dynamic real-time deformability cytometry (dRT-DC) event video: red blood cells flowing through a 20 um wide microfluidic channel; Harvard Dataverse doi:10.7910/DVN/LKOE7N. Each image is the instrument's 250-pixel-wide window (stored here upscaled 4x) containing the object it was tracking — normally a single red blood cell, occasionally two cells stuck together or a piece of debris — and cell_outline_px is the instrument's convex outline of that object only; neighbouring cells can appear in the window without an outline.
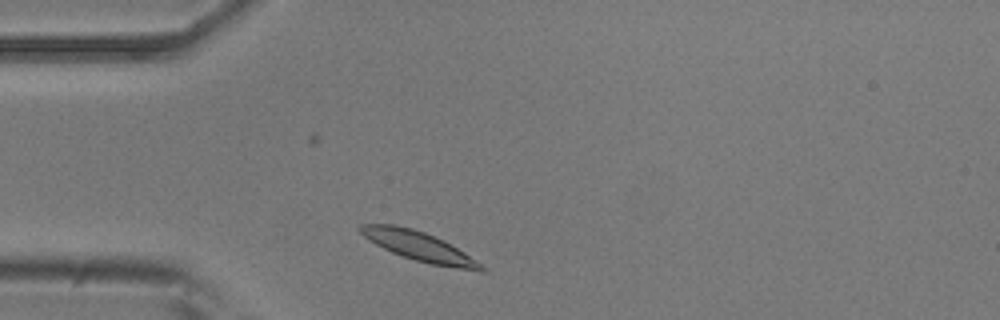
{"species": "common noctule bat (a hibernating species)", "species_latin": "Nyctalus noctula", "temperature_condition": "room temperature", "stored_images_in_passage": 36, "camera_frame_rate_fps": 3000, "um_per_image_px": 0.085, "animal": {"sex": "male", "body_mass_g": 20.5, "forearm_length_mm": 52.5}, "frame": {"image": 1, "passage_image": 1, "time_ms": 0.0, "image_size_px": [1000, 320], "cell_outline_px": [[484, 272], [480, 272], [432, 264], [416, 260], [392, 252], [368, 240], [360, 232], [360, 224], [396, 224], [412, 228], [424, 232], [444, 240], [464, 252], [480, 264], [484, 268]], "centroid_in_image_um": [35.6, 20.92], "position_along_channel_um": 49.4, "area_um2": 20.29}}
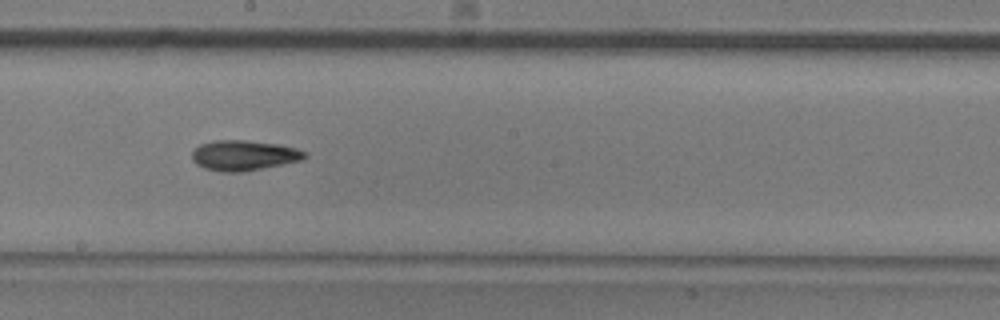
{"frame": {"image": 2, "passage_image": 16, "time_ms": 5.0, "image_size_px": [1000, 320], "cell_outline_px": [[308, 156], [304, 160], [244, 172], [220, 172], [204, 168], [196, 164], [192, 160], [192, 152], [200, 144], [216, 140], [244, 140], [280, 144], [296, 148], [308, 152]], "centroid_in_image_um": [20.77, 13.21], "position_along_channel_um": 227.4, "area_um2": 20.17}}
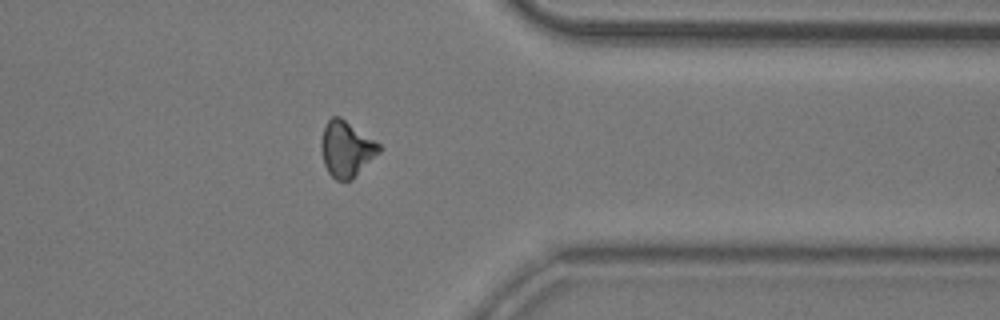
{"frame": {"image": 3, "passage_image": 30, "time_ms": 9.667, "image_size_px": [1000, 320], "cell_outline_px": [[384, 148], [352, 180], [336, 180], [328, 172], [324, 164], [320, 148], [320, 144], [324, 124], [332, 116], [340, 116], [380, 144]], "centroid_in_image_um": [29.44, 12.65], "position_along_channel_um": 382.0, "area_um2": 18.96}, "authors_computed_cell_mechanics": {"area_um2": 18.9584, "velocity_mm_per_s": 3.6398, "shape_relaxation_time_tau1_ms": 7.0317, "shape_relaxation_time_tau2_ms": 9.3841, "deformation_change_tau1": 0.142, "deformation_change_tau2": 0.1773}}